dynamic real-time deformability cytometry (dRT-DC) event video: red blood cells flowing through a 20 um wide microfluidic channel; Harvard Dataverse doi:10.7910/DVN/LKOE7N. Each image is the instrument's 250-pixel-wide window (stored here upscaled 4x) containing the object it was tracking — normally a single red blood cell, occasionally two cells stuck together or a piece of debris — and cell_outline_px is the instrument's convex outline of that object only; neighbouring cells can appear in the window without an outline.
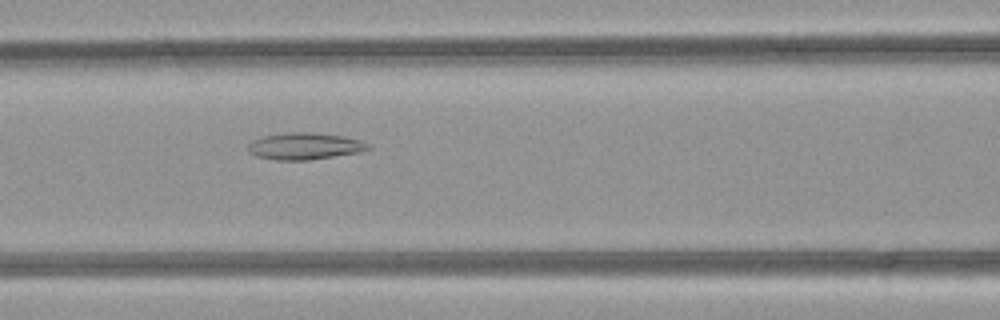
{"species": "common noctule bat (a hibernating species)", "species_latin": "Nyctalus noctula", "temperature_condition": "room temperature", "stored_images_in_passage": 43, "camera_frame_rate_fps": 3000, "um_per_image_px": 0.085, "animal": {"sex": "female", "body_mass_g": 21.9}, "frame": {"image": 1, "passage_image": 14, "time_ms": 4.333, "image_size_px": [1000, 320], "cell_outline_px": [[372, 148], [360, 152], [308, 160], [276, 160], [256, 156], [248, 152], [248, 144], [252, 140], [264, 136], [292, 132], [312, 132], [344, 136], [360, 140], [368, 144]], "centroid_in_image_um": [25.89, 12.42], "position_along_channel_um": 140.7, "area_um2": 18.73}}
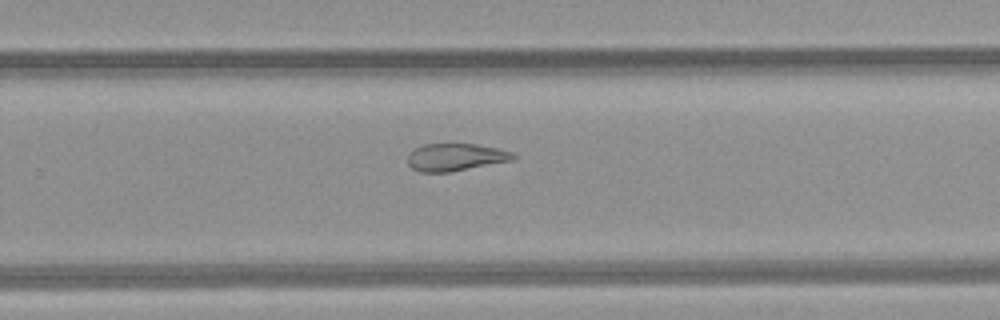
{"frame": {"image": 2, "passage_image": 25, "time_ms": 8.0, "image_size_px": [1000, 320], "cell_outline_px": [[516, 156], [512, 160], [448, 172], [420, 172], [412, 168], [408, 164], [408, 156], [416, 148], [424, 144], [476, 144], [500, 148], [512, 152]], "centroid_in_image_um": [38.73, 13.35], "position_along_channel_um": 291.1, "area_um2": 16.65}}
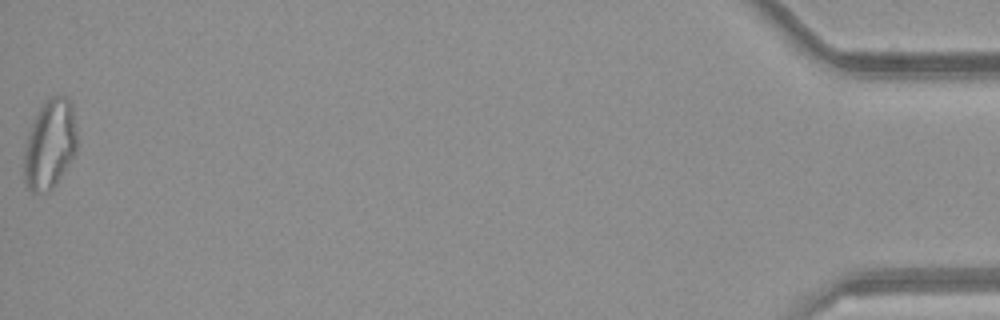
{"frame": {"image": 3, "passage_image": 43, "time_ms": 14.0, "image_size_px": [1000, 320], "cell_outline_px": [[76, 152], [56, 184], [48, 192], [32, 192], [28, 188], [24, 180], [24, 152], [28, 136], [32, 124], [40, 108], [52, 96], [68, 96], [72, 104], [76, 132]], "centroid_in_image_um": [4.24, 12.29], "position_along_channel_um": 431.0, "area_um2": 27.28}, "authors_computed_cell_mechanics": {"area_um2": 21.5594, "velocity_mm_per_s": 4.1172, "shape_relaxation_time_tau1_ms": null, "shape_relaxation_time_tau2_ms": 6.0235, "deformation_change_tau1": null, "deformation_change_tau2": 0.1561}}